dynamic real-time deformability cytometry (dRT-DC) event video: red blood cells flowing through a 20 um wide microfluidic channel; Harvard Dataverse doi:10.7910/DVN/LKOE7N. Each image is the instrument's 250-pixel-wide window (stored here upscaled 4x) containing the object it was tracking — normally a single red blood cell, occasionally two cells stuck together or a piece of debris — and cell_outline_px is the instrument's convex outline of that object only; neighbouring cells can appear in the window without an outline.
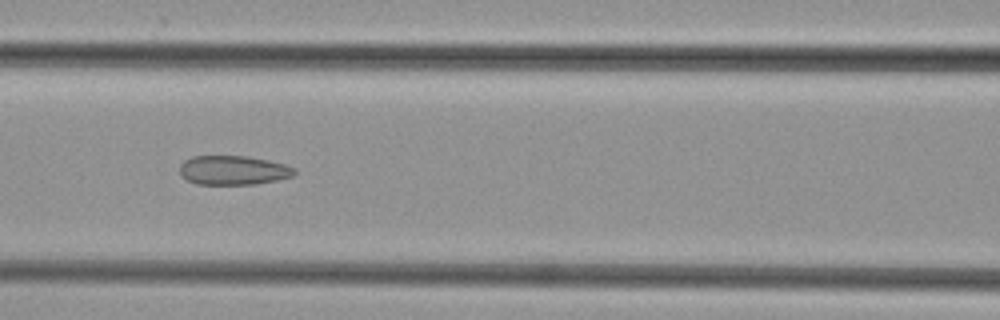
{"species": "common noctule bat (a hibernating species)", "species_latin": "Nyctalus noctula", "temperature_condition": "cold", "stored_images_in_passage": 49, "camera_frame_rate_fps": 3000, "um_per_image_px": 0.085, "animal": {"sex": "female", "body_mass_g": 29.2, "forearm_length_mm": 56.3}, "frame": {"image": 1, "passage_image": 22, "time_ms": 7.0, "image_size_px": [1000, 320], "cell_outline_px": [[296, 172], [292, 176], [276, 180], [256, 184], [196, 184], [180, 176], [180, 164], [184, 160], [192, 156], [248, 156], [268, 160], [284, 164], [296, 168]], "centroid_in_image_um": [19.81, 14.46], "position_along_channel_um": 146.8, "area_um2": 19.59}}
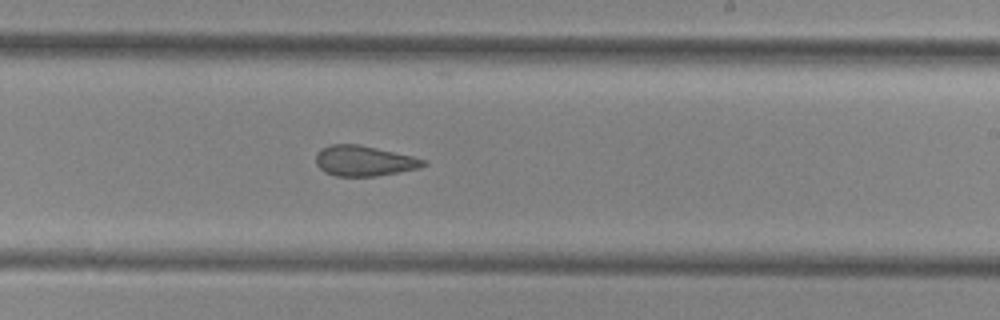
{"frame": {"image": 2, "passage_image": 30, "time_ms": 9.667, "image_size_px": [1000, 320], "cell_outline_px": [[428, 164], [420, 168], [400, 172], [376, 176], [336, 176], [324, 172], [316, 164], [316, 156], [320, 148], [332, 144], [360, 144], [412, 156], [428, 160]], "centroid_in_image_um": [30.97, 13.67], "position_along_channel_um": 258.0, "area_um2": 19.19}}
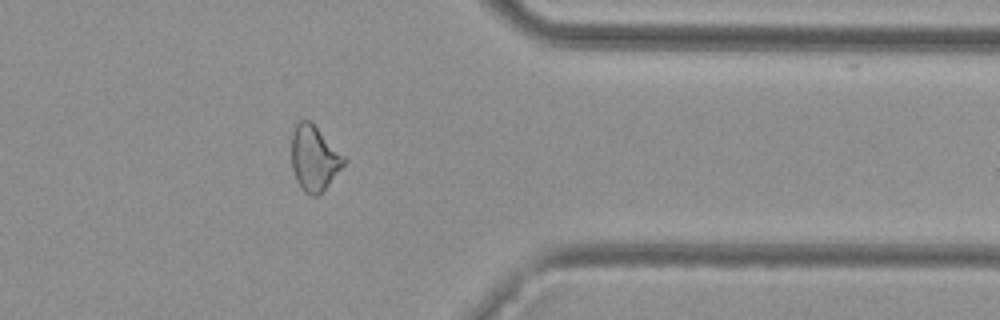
{"frame": {"image": 3, "passage_image": 40, "time_ms": 13.0, "image_size_px": [1000, 320], "cell_outline_px": [[348, 160], [328, 184], [316, 196], [312, 196], [304, 192], [296, 180], [292, 168], [292, 132], [296, 124], [300, 120], [308, 120]], "centroid_in_image_um": [26.68, 13.47], "position_along_channel_um": 384.7, "area_um2": 19.36}}